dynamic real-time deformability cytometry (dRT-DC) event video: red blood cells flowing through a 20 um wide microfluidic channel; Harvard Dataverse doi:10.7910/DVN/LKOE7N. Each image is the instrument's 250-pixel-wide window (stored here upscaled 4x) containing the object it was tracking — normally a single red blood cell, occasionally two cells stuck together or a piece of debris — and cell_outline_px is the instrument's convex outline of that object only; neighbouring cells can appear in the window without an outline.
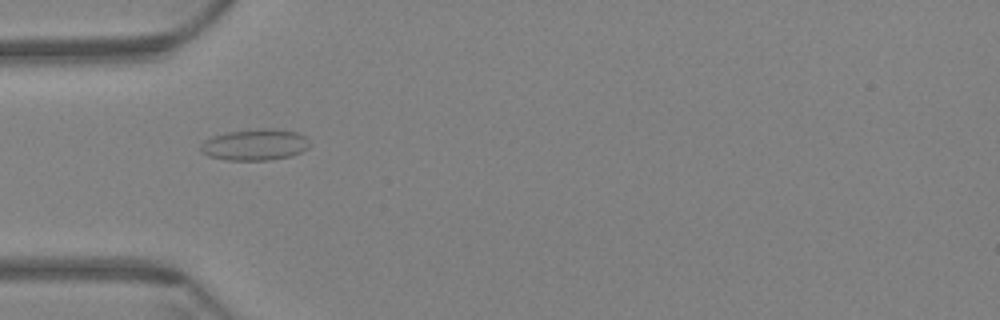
{"species": "Egyptian fruit bat (a non-hibernating species)", "species_latin": "Rousettus aegyptiacus", "temperature_condition": "warm", "stored_images_in_passage": 42, "camera_frame_rate_fps": 3000, "um_per_image_px": 0.085, "animal": {"sex": "female"}, "frame": {"image": 1, "passage_image": 1, "time_ms": 0.0, "image_size_px": [1000, 320], "cell_outline_px": [[312, 144], [308, 148], [292, 156], [268, 160], [228, 160], [208, 156], [200, 152], [200, 144], [204, 140], [212, 136], [228, 132], [260, 128], [268, 128], [296, 132], [304, 136]], "centroid_in_image_um": [21.66, 12.3], "position_along_channel_um": 63.3, "area_um2": 20.0}}
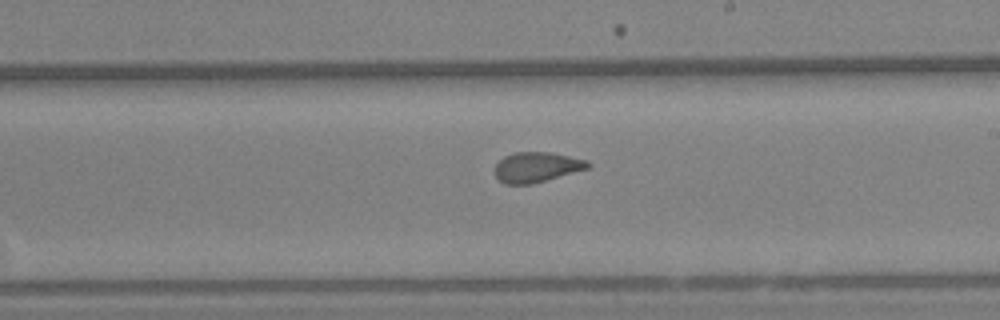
{"frame": {"image": 2, "passage_image": 17, "time_ms": 5.333, "image_size_px": [1000, 320], "cell_outline_px": [[592, 164], [588, 168], [532, 184], [504, 184], [496, 176], [492, 168], [504, 156], [516, 152], [552, 152], [588, 160]], "centroid_in_image_um": [45.6, 14.2], "position_along_channel_um": 243.4, "area_um2": 16.42}}
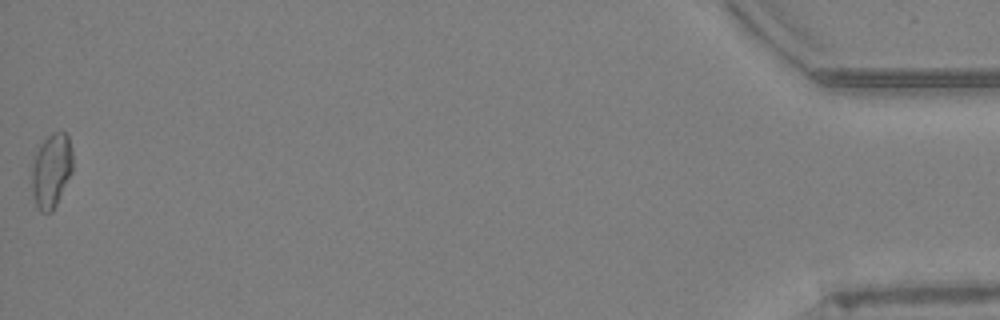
{"frame": {"image": 3, "passage_image": 42, "time_ms": 13.667, "image_size_px": [1000, 320], "cell_outline_px": [[72, 172], [52, 212], [40, 212], [36, 204], [32, 192], [32, 164], [36, 152], [40, 144], [52, 132], [64, 132], [68, 136], [72, 152]], "centroid_in_image_um": [4.36, 14.49], "position_along_channel_um": 430.8, "area_um2": 17.57}, "authors_computed_cell_mechanics": {"area_um2": 16.6464, "velocity_mm_per_s": 3.4092, "shape_relaxation_time_tau1_ms": null, "shape_relaxation_time_tau2_ms": 1.6616, "deformation_change_tau1": null, "deformation_change_tau2": 0.0673}}